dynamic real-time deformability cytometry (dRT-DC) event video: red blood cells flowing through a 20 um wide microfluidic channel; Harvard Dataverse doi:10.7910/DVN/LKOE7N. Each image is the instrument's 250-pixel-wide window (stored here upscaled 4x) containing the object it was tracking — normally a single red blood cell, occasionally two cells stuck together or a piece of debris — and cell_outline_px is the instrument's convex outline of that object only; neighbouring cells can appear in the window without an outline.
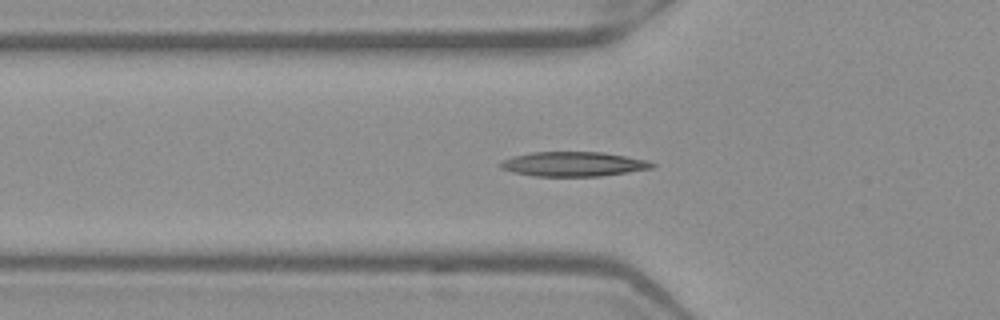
{"species": "Egyptian fruit bat (a non-hibernating species)", "species_latin": "Rousettus aegyptiacus", "temperature_condition": "warm", "stored_images_in_passage": 54, "segment_of_instrument_passage": [1, 2], "camera_frame_rate_fps": 3000, "um_per_image_px": 0.085, "frame": {"image": 1, "passage_image": 19, "time_ms": 6.0, "image_size_px": [1000, 320], "cell_outline_px": [[656, 164], [652, 168], [628, 172], [600, 176], [536, 176], [516, 172], [500, 168], [500, 160], [512, 156], [532, 152], [604, 152], [648, 160]], "centroid_in_image_um": [48.75, 13.94], "position_along_channel_um": 77.1, "area_um2": 21.68}}
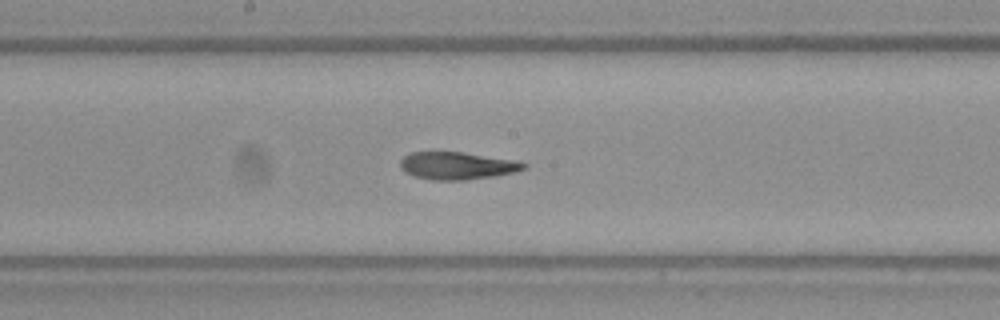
{"frame": {"image": 2, "passage_image": 29, "time_ms": 9.333, "image_size_px": [1000, 320], "cell_outline_px": [[528, 164], [524, 168], [512, 172], [496, 176], [464, 180], [432, 180], [416, 176], [400, 168], [400, 160], [408, 152], [464, 152], [516, 160]], "centroid_in_image_um": [38.85, 14.07], "position_along_channel_um": 209.3, "area_um2": 19.71}}
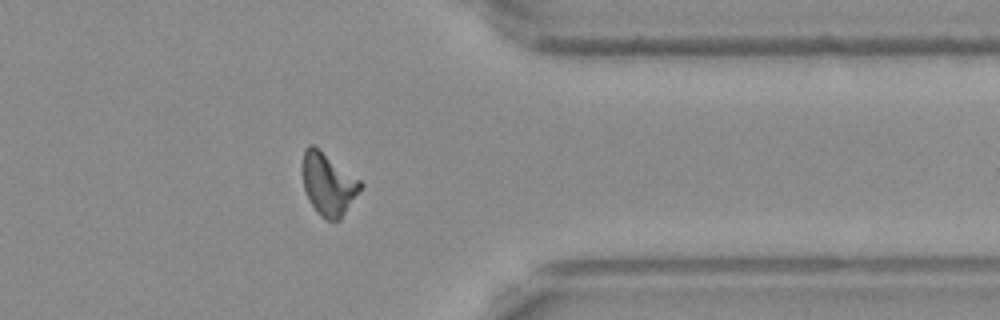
{"frame": {"image": 3, "passage_image": 43, "time_ms": 14.0, "image_size_px": [1000, 320], "cell_outline_px": [[364, 184], [340, 220], [324, 220], [320, 216], [308, 200], [304, 188], [304, 148], [308, 144], [312, 144], [320, 148], [360, 180]], "centroid_in_image_um": [27.91, 15.64], "position_along_channel_um": 383.5, "area_um2": 20.92}}